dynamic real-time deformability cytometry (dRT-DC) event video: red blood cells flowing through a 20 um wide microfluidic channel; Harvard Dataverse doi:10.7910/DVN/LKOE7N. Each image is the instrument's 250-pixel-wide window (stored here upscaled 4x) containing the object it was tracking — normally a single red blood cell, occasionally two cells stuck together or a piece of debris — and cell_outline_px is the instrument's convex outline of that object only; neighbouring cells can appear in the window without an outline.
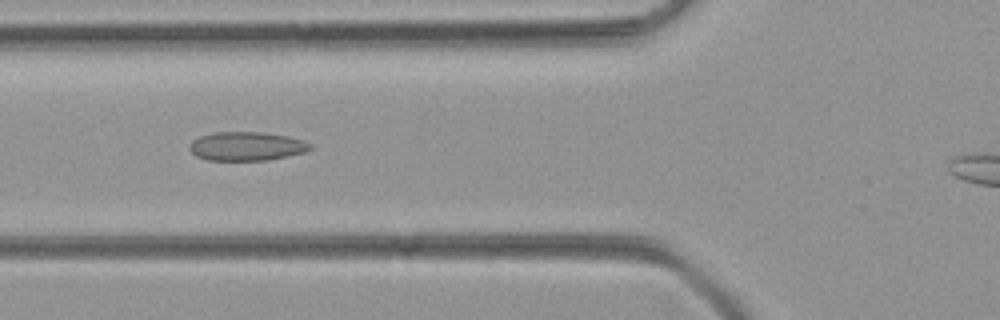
{"species": "common noctule bat (a hibernating species)", "species_latin": "Nyctalus noctula", "temperature_condition": "room temperature", "stored_images_in_passage": 38, "camera_frame_rate_fps": 3000, "um_per_image_px": 0.085, "animal": {"sex": "female", "body_mass_g": 21.9}, "frame": {"image": 1, "passage_image": 12, "time_ms": 3.667, "image_size_px": [1000, 320], "cell_outline_px": [[312, 148], [304, 152], [288, 156], [268, 160], [208, 160], [196, 156], [188, 148], [188, 144], [192, 140], [200, 136], [216, 132], [260, 132], [284, 136], [300, 140], [312, 144]], "centroid_in_image_um": [20.91, 12.44], "position_along_channel_um": 104.9, "area_um2": 20.11}}
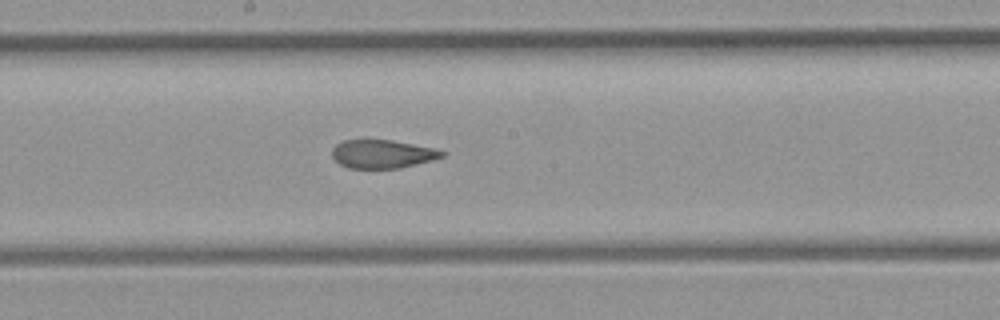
{"frame": {"image": 2, "passage_image": 20, "time_ms": 6.333, "image_size_px": [1000, 320], "cell_outline_px": [[444, 156], [432, 160], [400, 168], [348, 168], [340, 164], [332, 156], [332, 148], [336, 144], [344, 140], [364, 136], [392, 140], [432, 148], [444, 152]], "centroid_in_image_um": [32.42, 13.04], "position_along_channel_um": 215.8, "area_um2": 18.67}}
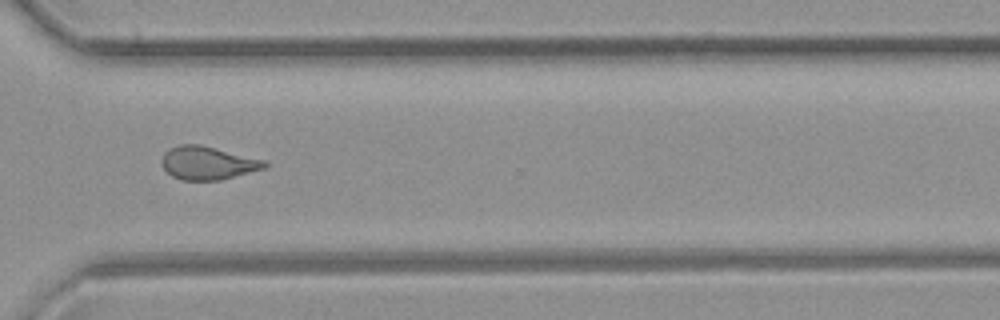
{"frame": {"image": 3, "passage_image": 30, "time_ms": 9.667, "image_size_px": [1000, 320], "cell_outline_px": [[268, 164], [264, 168], [220, 180], [180, 180], [172, 176], [160, 164], [160, 160], [164, 152], [168, 148], [180, 144], [200, 144], [264, 160]], "centroid_in_image_um": [17.59, 13.84], "position_along_channel_um": 353.0, "area_um2": 19.88}}